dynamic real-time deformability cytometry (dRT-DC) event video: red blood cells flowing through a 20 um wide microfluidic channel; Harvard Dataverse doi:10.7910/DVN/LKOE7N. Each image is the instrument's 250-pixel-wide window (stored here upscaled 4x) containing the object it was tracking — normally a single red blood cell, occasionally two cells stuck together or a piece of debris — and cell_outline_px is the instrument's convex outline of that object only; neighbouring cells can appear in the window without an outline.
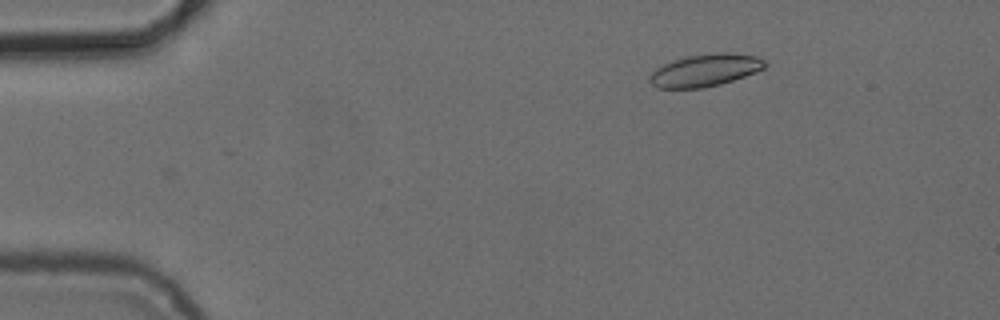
{"species": "common noctule bat (a hibernating species)", "species_latin": "Nyctalus noctula", "temperature_condition": "cold", "stored_images_in_passage": 3, "camera_frame_rate_fps": 3000, "um_per_image_px": 0.085, "animal": {"sex": "female", "body_mass_g": 24.6, "forearm_length_mm": 56.2}, "frame": {"image": 1, "passage_image": 1, "time_ms": 0.0, "image_size_px": [1000, 320], "cell_outline_px": [[768, 64], [764, 68], [756, 72], [720, 84], [704, 88], [656, 88], [648, 80], [648, 76], [656, 68], [664, 64], [684, 56], [716, 52], [732, 52], [756, 56], [764, 60]], "centroid_in_image_um": [59.93, 5.96], "position_along_channel_um": 25.1, "area_um2": 21.91}}